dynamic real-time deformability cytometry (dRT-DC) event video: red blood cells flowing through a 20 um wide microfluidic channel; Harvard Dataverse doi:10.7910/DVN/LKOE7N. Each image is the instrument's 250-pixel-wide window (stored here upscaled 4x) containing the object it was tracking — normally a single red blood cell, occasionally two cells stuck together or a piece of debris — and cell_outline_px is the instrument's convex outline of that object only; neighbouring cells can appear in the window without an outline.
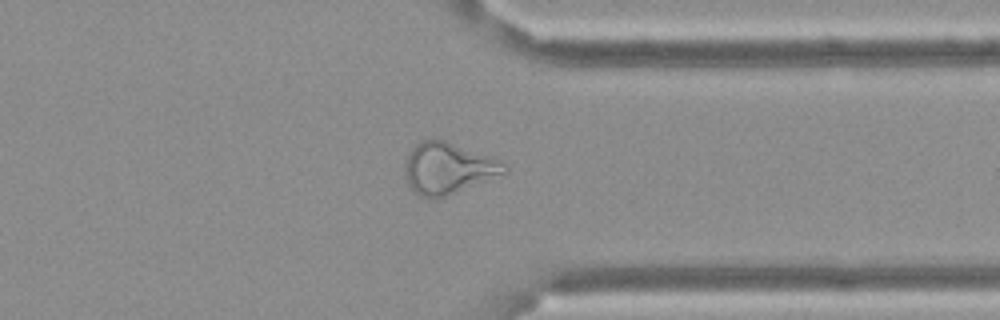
{"species": "Egyptian fruit bat (a non-hibernating species)", "species_latin": "Rousettus aegyptiacus", "temperature_condition": "cold", "stored_images_in_passage": 59, "camera_frame_rate_fps": 3000, "um_per_image_px": 0.085, "frame": {"image": 1, "passage_image": 46, "time_ms": 15.0, "image_size_px": [1000, 320], "cell_outline_px": [[508, 172], [448, 196], [436, 200], [432, 200], [420, 196], [408, 184], [404, 172], [404, 168], [408, 156], [412, 148], [420, 140], [444, 140], [492, 156], [500, 160], [508, 168]], "centroid_in_image_um": [38.09, 14.33], "position_along_channel_um": 373.3, "area_um2": 29.88}}
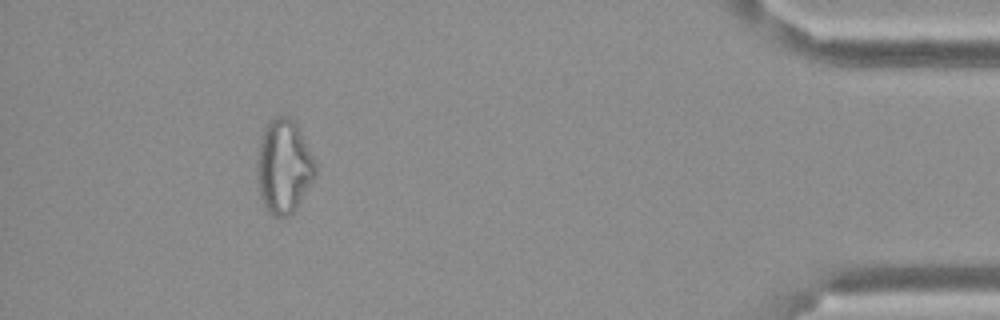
{"frame": {"image": 2, "passage_image": 54, "time_ms": 17.667, "image_size_px": [1000, 320], "cell_outline_px": [[316, 176], [296, 208], [288, 216], [276, 216], [268, 212], [260, 196], [256, 176], [256, 160], [260, 136], [268, 120], [272, 116], [288, 116], [296, 124], [316, 160]], "centroid_in_image_um": [24.1, 14.12], "position_along_channel_um": 411.1, "area_um2": 32.31}}